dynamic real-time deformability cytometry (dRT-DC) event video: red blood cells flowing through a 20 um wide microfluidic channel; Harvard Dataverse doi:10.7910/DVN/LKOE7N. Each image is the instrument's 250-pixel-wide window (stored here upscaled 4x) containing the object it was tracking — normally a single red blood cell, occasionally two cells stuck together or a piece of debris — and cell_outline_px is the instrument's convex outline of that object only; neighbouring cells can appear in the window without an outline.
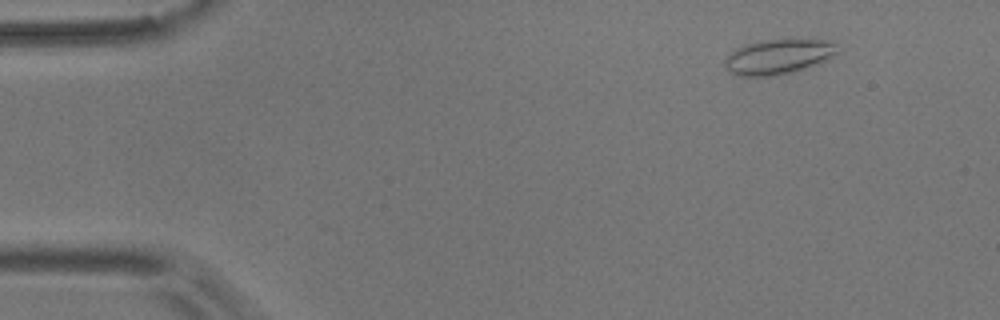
{"species": "common noctule bat (a hibernating species)", "species_latin": "Nyctalus noctula", "temperature_condition": "room temperature", "stored_images_in_passage": 50, "camera_frame_rate_fps": 3000, "um_per_image_px": 0.085, "animal": {"sex": "male", "body_mass_g": 17.9}, "frame": {"image": 1, "passage_image": 1, "time_ms": 0.0, "image_size_px": [1000, 320], "cell_outline_px": [[840, 52], [816, 64], [804, 68], [772, 76], [740, 76], [732, 72], [724, 64], [724, 60], [736, 48], [744, 44], [764, 40], [828, 40]], "centroid_in_image_um": [66.12, 4.81], "position_along_channel_um": 18.9, "area_um2": 22.31}}
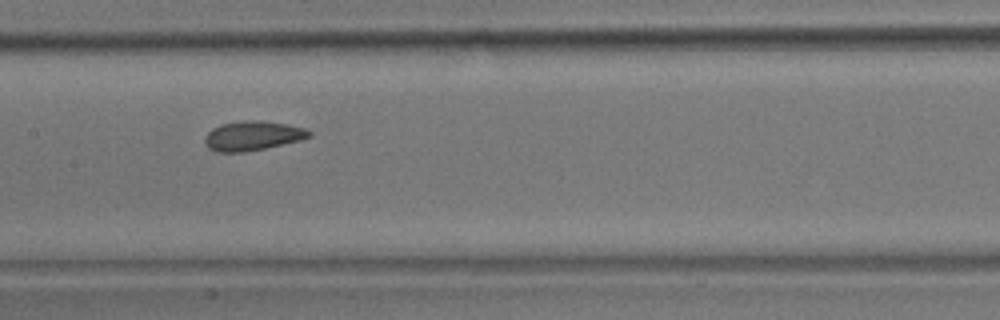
{"frame": {"image": 2, "passage_image": 22, "time_ms": 7.0, "image_size_px": [1000, 320], "cell_outline_px": [[312, 136], [300, 140], [264, 148], [244, 152], [216, 152], [208, 148], [204, 144], [204, 136], [212, 128], [220, 124], [240, 120], [260, 120], [288, 124], [304, 128], [312, 132]], "centroid_in_image_um": [21.43, 11.53], "position_along_channel_um": 186.0, "area_um2": 18.09}}
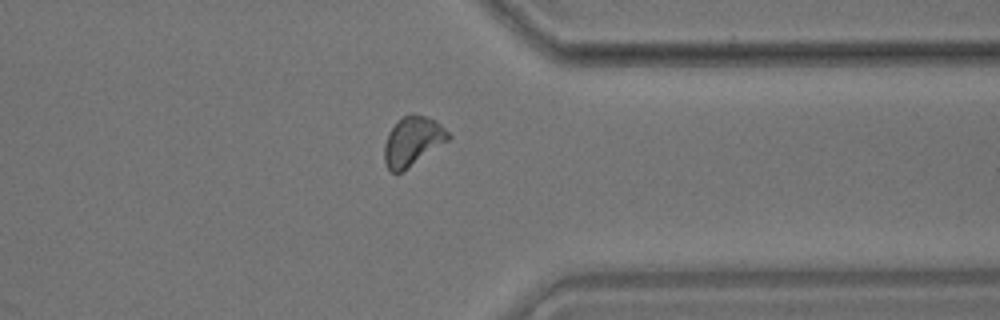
{"frame": {"image": 3, "passage_image": 38, "time_ms": 12.333, "image_size_px": [1000, 320], "cell_outline_px": [[452, 136], [448, 140], [404, 172], [392, 172], [388, 168], [384, 160], [384, 144], [388, 132], [404, 116], [424, 116], [436, 120]], "centroid_in_image_um": [35.07, 12.05], "position_along_channel_um": 376.3, "area_um2": 18.03}, "authors_computed_cell_mechanics": {"area_um2": 17.6868, "velocity_mm_per_s": 3.6642, "shape_relaxation_time_tau1_ms": 5.044, "shape_relaxation_time_tau2_ms": 1.5063, "deformation_change_tau1": 0.1218, "deformation_change_tau2": 0.0749}}